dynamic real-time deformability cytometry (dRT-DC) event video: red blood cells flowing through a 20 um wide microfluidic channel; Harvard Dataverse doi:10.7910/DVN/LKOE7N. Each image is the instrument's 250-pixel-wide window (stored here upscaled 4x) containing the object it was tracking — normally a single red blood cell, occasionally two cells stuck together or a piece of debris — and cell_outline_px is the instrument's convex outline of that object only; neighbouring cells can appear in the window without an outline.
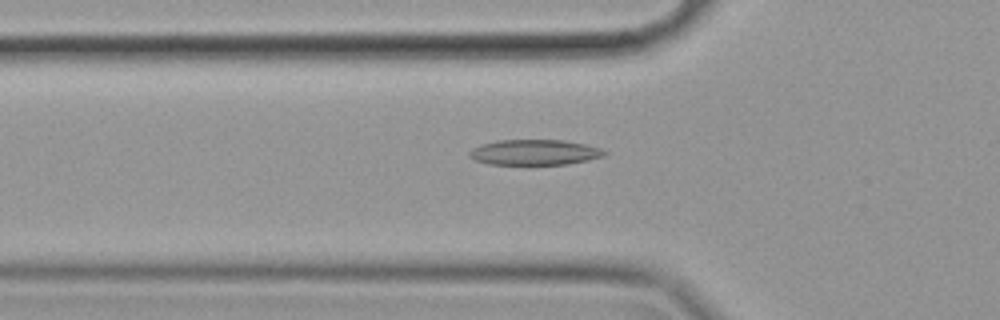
{"species": "common noctule bat (a hibernating species)", "species_latin": "Nyctalus noctula", "temperature_condition": "cold", "stored_images_in_passage": 48, "camera_frame_rate_fps": 3000, "um_per_image_px": 0.085, "animal": {"sex": "female", "body_mass_g": 19.9}, "frame": {"image": 1, "passage_image": 10, "time_ms": 3.0, "image_size_px": [1000, 320], "cell_outline_px": [[608, 152], [604, 156], [588, 160], [564, 164], [488, 164], [476, 160], [468, 156], [468, 152], [472, 148], [480, 144], [496, 140], [564, 140], [584, 144], [600, 148]], "centroid_in_image_um": [45.41, 12.94], "position_along_channel_um": 80.4, "area_um2": 20.0}}
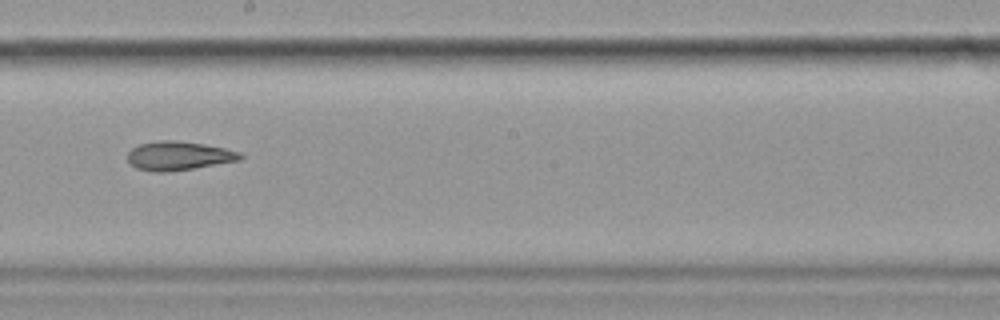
{"frame": {"image": 2, "passage_image": 23, "time_ms": 7.333, "image_size_px": [1000, 320], "cell_outline_px": [[244, 156], [240, 160], [168, 172], [152, 172], [136, 168], [128, 160], [128, 152], [132, 148], [140, 144], [160, 140], [172, 140], [204, 144], [224, 148], [240, 152]], "centroid_in_image_um": [15.17, 13.24], "position_along_channel_um": 233.0, "area_um2": 18.79}}
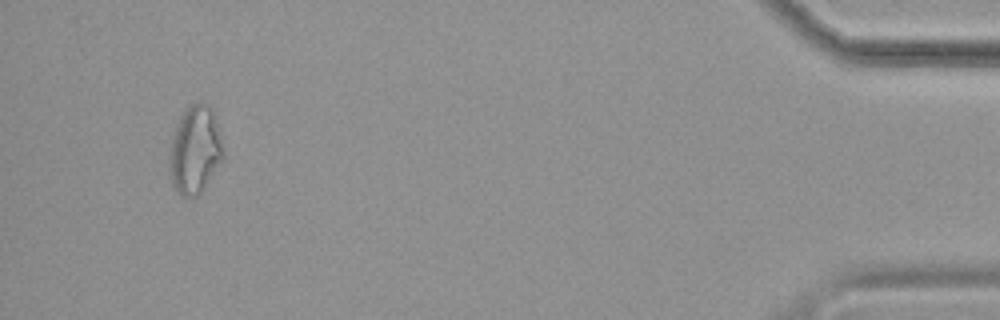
{"frame": {"image": 3, "passage_image": 45, "time_ms": 14.667, "image_size_px": [1000, 320], "cell_outline_px": [[224, 160], [200, 192], [196, 196], [180, 196], [176, 192], [172, 184], [168, 164], [168, 152], [176, 124], [180, 116], [192, 104], [200, 100], [208, 104], [212, 108], [216, 120], [224, 156]], "centroid_in_image_um": [16.55, 12.74], "position_along_channel_um": 418.6, "area_um2": 27.74}, "authors_computed_cell_mechanics": {"area_um2": 20.1433, "velocity_mm_per_s": 3.5176, "shape_relaxation_time_tau1_ms": 11.1582, "shape_relaxation_time_tau2_ms": 6.2444, "deformation_change_tau1": 0.2054, "deformation_change_tau2": 0.1559}}